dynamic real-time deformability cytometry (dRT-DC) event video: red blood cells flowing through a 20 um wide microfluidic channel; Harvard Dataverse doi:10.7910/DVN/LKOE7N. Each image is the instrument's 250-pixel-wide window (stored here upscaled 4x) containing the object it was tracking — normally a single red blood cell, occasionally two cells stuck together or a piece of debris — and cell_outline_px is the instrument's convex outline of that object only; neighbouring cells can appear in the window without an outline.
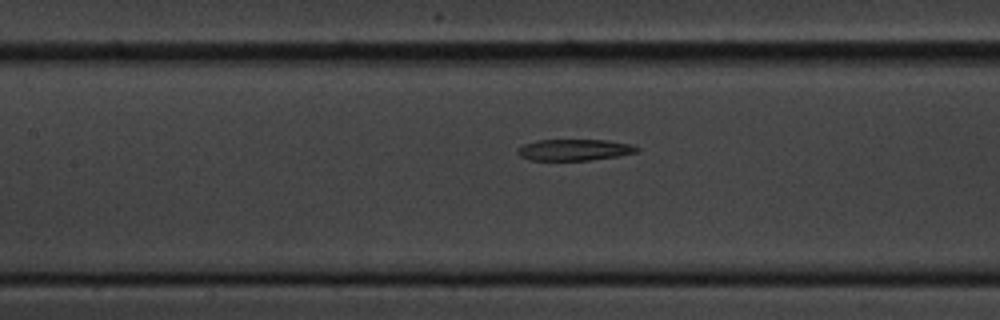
{"species": "common noctule bat (a hibernating species)", "species_latin": "Nyctalus noctula", "temperature_condition": "cold", "stored_images_in_passage": 21, "camera_frame_rate_fps": 3000, "um_per_image_px": 0.085, "animal": {"sex": "male", "body_mass_g": 20.1, "forearm_length_mm": 53.5}, "frame": {"image": 1, "passage_image": 15, "time_ms": 4.667, "image_size_px": [1000, 320], "cell_outline_px": [[640, 148], [636, 152], [620, 156], [592, 160], [532, 160], [520, 156], [516, 152], [516, 148], [524, 144], [536, 140], [608, 140], [632, 144]], "centroid_in_image_um": [48.83, 12.73], "position_along_channel_um": 158.6, "area_um2": 14.97}}
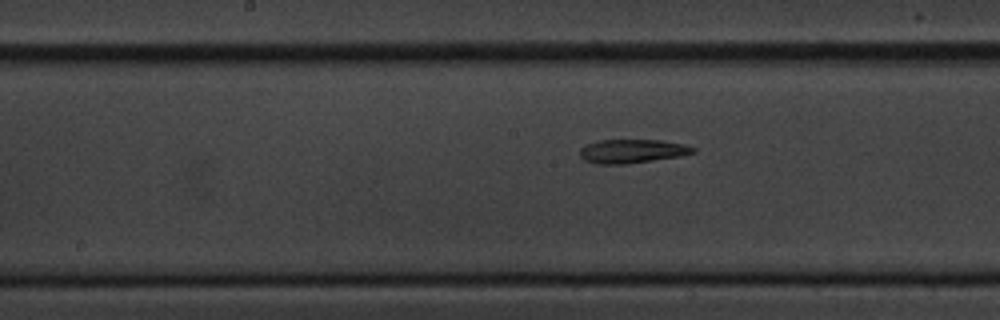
{"frame": {"image": 2, "passage_image": 18, "time_ms": 5.667, "image_size_px": [1000, 320], "cell_outline_px": [[696, 152], [680, 156], [624, 164], [596, 164], [584, 160], [580, 156], [580, 148], [584, 144], [596, 140], [660, 140], [684, 144], [696, 148]], "centroid_in_image_um": [53.69, 12.84], "position_along_channel_um": 194.5, "area_um2": 15.78}}